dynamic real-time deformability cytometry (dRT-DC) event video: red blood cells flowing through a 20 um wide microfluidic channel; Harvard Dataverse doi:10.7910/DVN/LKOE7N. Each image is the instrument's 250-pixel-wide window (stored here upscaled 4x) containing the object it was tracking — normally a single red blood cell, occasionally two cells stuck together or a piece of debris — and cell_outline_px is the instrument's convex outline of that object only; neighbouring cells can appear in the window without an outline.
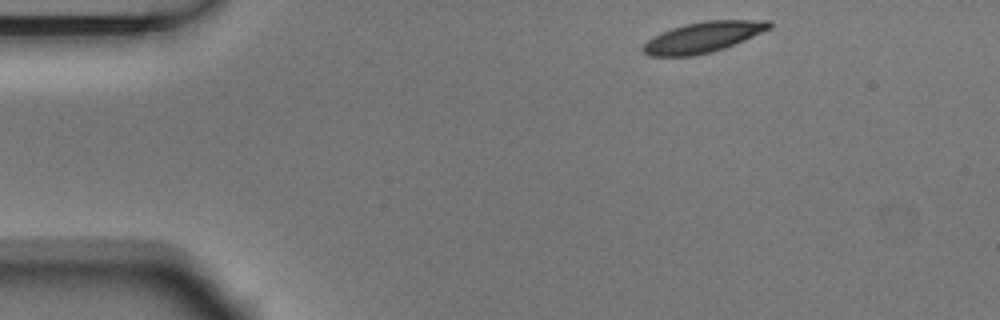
{"species": "Egyptian fruit bat (a non-hibernating species)", "species_latin": "Rousettus aegyptiacus", "temperature_condition": "room temperature", "stored_images_in_passage": 3, "camera_frame_rate_fps": 3000, "um_per_image_px": 0.085, "animal": {"sex": "male"}, "frame": {"image": 1, "passage_image": 1, "time_ms": 0.0, "image_size_px": [1000, 320], "cell_outline_px": [[772, 28], [744, 40], [724, 48], [712, 52], [692, 56], [648, 56], [640, 48], [652, 36], [660, 32], [684, 24], [704, 20], [772, 20]], "centroid_in_image_um": [59.75, 3.15], "position_along_channel_um": 25.2, "area_um2": 22.72}}